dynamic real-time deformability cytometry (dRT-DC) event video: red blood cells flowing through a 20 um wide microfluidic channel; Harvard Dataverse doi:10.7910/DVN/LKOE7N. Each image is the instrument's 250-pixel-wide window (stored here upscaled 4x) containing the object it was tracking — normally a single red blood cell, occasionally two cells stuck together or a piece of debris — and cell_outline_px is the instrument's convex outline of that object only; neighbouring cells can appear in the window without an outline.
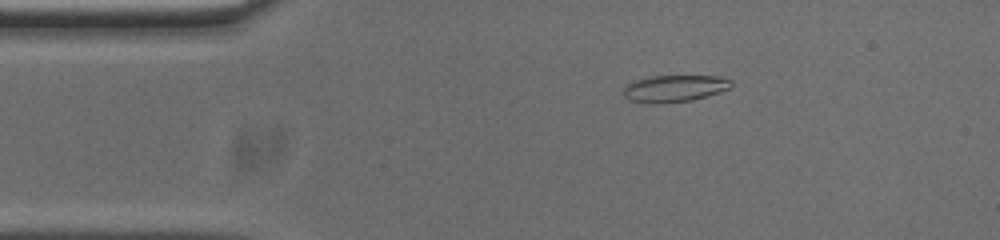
{"species": "common noctule bat (a hibernating species)", "species_latin": "Nyctalus noctula", "temperature_condition": "cold", "stored_images_in_passage": 45, "camera_frame_rate_fps": 3000, "um_per_image_px": 0.085, "animal": {"sex": "male", "body_mass_g": 20.0, "forearm_length_mm": 53.3}, "frame": {"image": 1, "passage_image": 1, "time_ms": 0.0, "image_size_px": [1000, 240], "cell_outline_px": [[732, 88], [692, 100], [660, 104], [648, 104], [632, 100], [624, 96], [624, 88], [632, 80], [652, 76], [720, 76], [732, 80]], "centroid_in_image_um": [57.34, 7.52], "position_along_channel_um": 27.7, "area_um2": 16.99}}
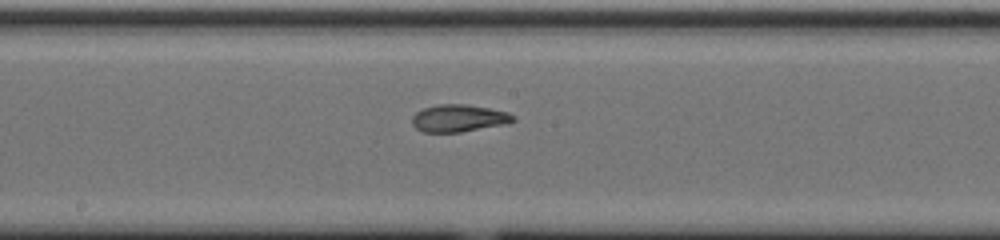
{"frame": {"image": 2, "passage_image": 19, "time_ms": 6.0, "image_size_px": [1000, 240], "cell_outline_px": [[516, 120], [508, 124], [460, 132], [424, 132], [416, 128], [412, 124], [412, 116], [416, 112], [424, 108], [436, 104], [464, 104], [488, 108], [508, 112], [516, 116]], "centroid_in_image_um": [39.02, 10.05], "position_along_channel_um": 209.2, "area_um2": 16.18}}
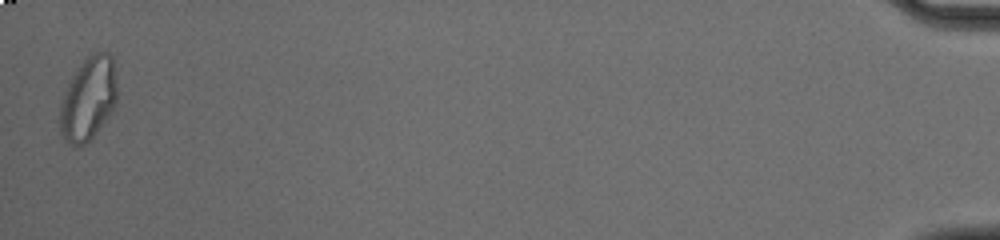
{"frame": {"image": 3, "passage_image": 45, "time_ms": 14.667, "image_size_px": [1000, 240], "cell_outline_px": [[116, 104], [108, 116], [96, 132], [84, 144], [72, 144], [60, 132], [60, 104], [64, 92], [72, 76], [84, 60], [92, 52], [108, 52], [112, 56], [116, 88]], "centroid_in_image_um": [7.51, 8.35], "position_along_channel_um": 427.7, "area_um2": 27.05}, "authors_computed_cell_mechanics": {"area_um2": 16.5308, "velocity_mm_per_s": 3.7439, "shape_relaxation_time_tau1_ms": null, "shape_relaxation_time_tau2_ms": 2.0294, "deformation_change_tau1": null, "deformation_change_tau2": 0.0886}}